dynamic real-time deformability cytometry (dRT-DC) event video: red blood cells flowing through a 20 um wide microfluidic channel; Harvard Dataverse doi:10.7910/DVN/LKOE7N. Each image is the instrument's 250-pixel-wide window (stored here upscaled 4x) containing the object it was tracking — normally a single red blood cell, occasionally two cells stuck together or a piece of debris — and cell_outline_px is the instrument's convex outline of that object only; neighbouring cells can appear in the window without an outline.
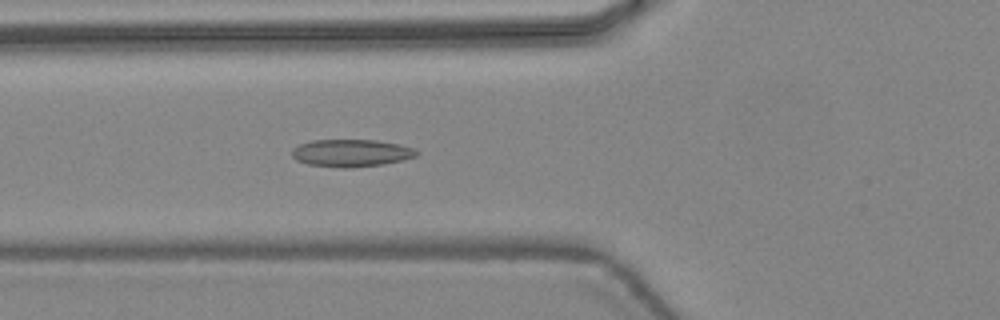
{"species": "common noctule bat (a hibernating species)", "species_latin": "Nyctalus noctula", "temperature_condition": "warm", "stored_images_in_passage": 47, "camera_frame_rate_fps": 3000, "um_per_image_px": 0.085, "animal": {"sex": "female", "body_mass_g": 24.6, "forearm_length_mm": 56.2}, "frame": {"image": 1, "passage_image": 19, "time_ms": 6.0, "image_size_px": [1000, 320], "cell_outline_px": [[420, 152], [416, 156], [384, 164], [348, 168], [340, 168], [308, 164], [296, 160], [292, 156], [292, 148], [300, 144], [312, 140], [376, 140], [400, 144], [416, 148]], "centroid_in_image_um": [29.86, 13.0], "position_along_channel_um": 95.9, "area_um2": 20.0}}
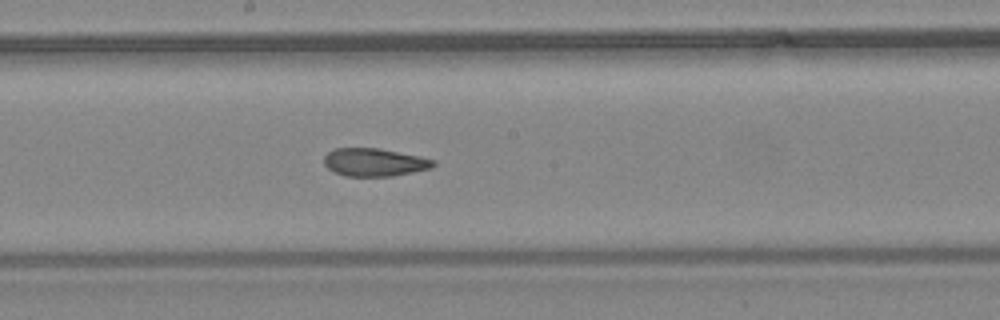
{"frame": {"image": 2, "passage_image": 27, "time_ms": 8.667, "image_size_px": [1000, 320], "cell_outline_px": [[436, 164], [432, 168], [392, 176], [344, 176], [332, 172], [324, 164], [324, 156], [328, 152], [336, 148], [380, 148], [420, 156], [436, 160]], "centroid_in_image_um": [31.83, 13.79], "position_along_channel_um": 216.4, "area_um2": 17.98}}
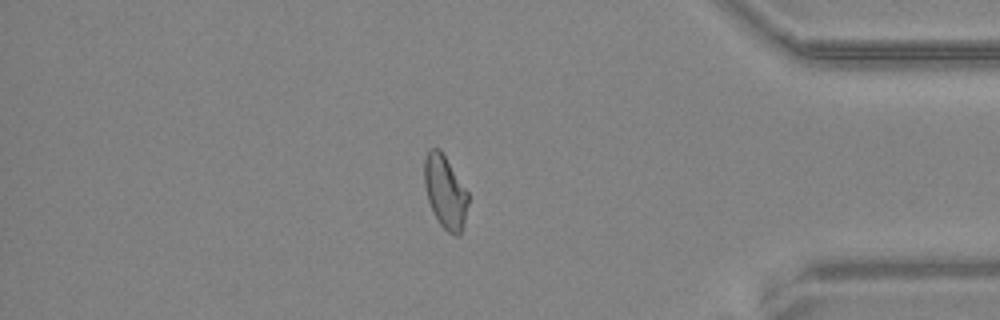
{"frame": {"image": 3, "passage_image": 41, "time_ms": 13.333, "image_size_px": [1000, 320], "cell_outline_px": [[468, 204], [460, 236], [456, 236], [448, 232], [440, 224], [428, 200], [424, 184], [424, 160], [428, 148], [440, 148], [468, 192]], "centroid_in_image_um": [37.83, 16.28], "position_along_channel_um": 397.4, "area_um2": 18.5}, "authors_computed_cell_mechanics": {"area_um2": 19.074, "velocity_mm_per_s": 4.4934, "shape_relaxation_time_tau1_ms": null, "shape_relaxation_time_tau2_ms": 2.176, "deformation_change_tau1": null, "deformation_change_tau2": 0.0739}}